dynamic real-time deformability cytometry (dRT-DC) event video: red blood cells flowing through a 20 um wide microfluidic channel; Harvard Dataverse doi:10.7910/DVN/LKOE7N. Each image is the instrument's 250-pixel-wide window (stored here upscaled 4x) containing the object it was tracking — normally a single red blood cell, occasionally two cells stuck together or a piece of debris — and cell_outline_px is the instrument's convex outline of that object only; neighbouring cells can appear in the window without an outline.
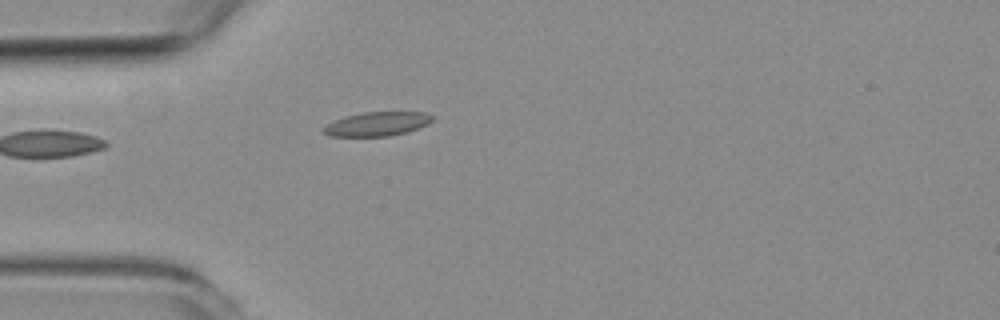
{"species": "common noctule bat (a hibernating species)", "species_latin": "Nyctalus noctula", "temperature_condition": "room temperature", "stored_images_in_passage": 5, "camera_frame_rate_fps": 3000, "um_per_image_px": 0.085, "animal": {"sex": "female", "body_mass_g": 19.3, "forearm_length_mm": 54.1}, "frame": {"image": 1, "passage_image": 1, "time_ms": 0.0, "image_size_px": [1000, 320], "cell_outline_px": [[436, 116], [428, 124], [408, 132], [388, 136], [328, 136], [324, 132], [324, 128], [328, 124], [344, 116], [360, 112], [428, 112]], "centroid_in_image_um": [32.12, 10.52], "position_along_channel_um": 52.9, "area_um2": 15.32}}